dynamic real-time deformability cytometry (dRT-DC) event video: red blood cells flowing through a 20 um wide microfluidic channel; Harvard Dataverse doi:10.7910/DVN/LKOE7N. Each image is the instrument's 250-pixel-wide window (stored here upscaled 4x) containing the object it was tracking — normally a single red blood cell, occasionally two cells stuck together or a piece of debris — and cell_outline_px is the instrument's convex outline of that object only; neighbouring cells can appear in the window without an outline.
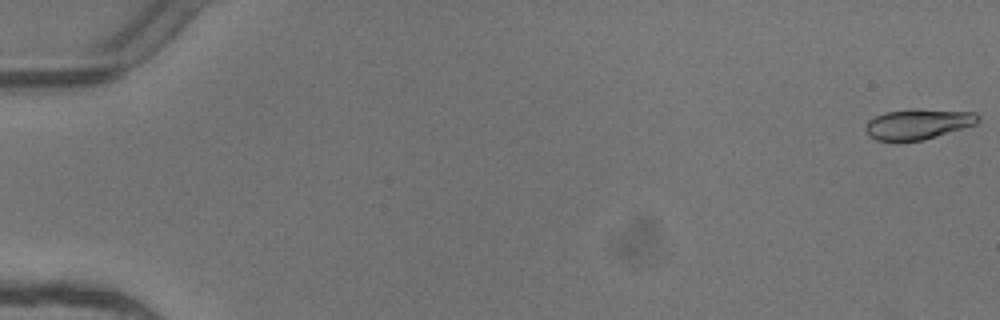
{"species": "common noctule bat (a hibernating species)", "species_latin": "Nyctalus noctula", "temperature_condition": "warm", "stored_images_in_passage": 6, "camera_frame_rate_fps": 3000, "um_per_image_px": 0.085, "animal": {"sex": "female"}, "frame": {"image": 1, "passage_image": 1, "time_ms": 0.0, "image_size_px": [1000, 320], "cell_outline_px": [[980, 120], [976, 124], [964, 128], [924, 140], [896, 144], [876, 140], [868, 136], [864, 128], [868, 120], [884, 112], [912, 108], [916, 108], [976, 112], [980, 116]], "centroid_in_image_um": [77.99, 10.57], "position_along_channel_um": 7.0, "area_um2": 20.87}}
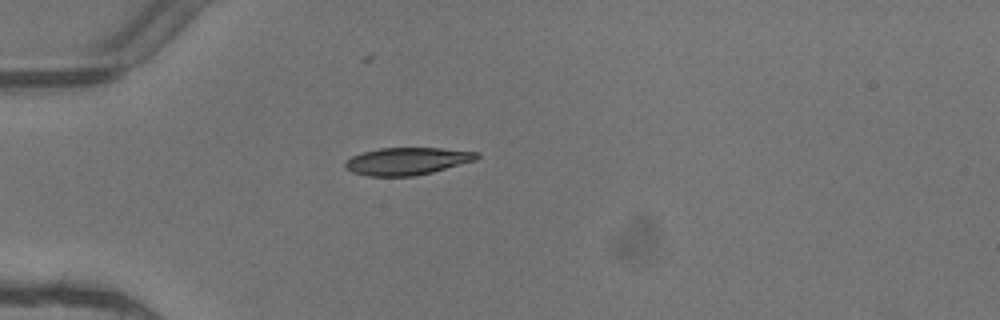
{"frame": {"image": 2, "passage_image": 5, "time_ms": 1.333, "image_size_px": [1000, 320], "cell_outline_px": [[480, 156], [476, 160], [432, 172], [416, 176], [368, 176], [352, 172], [344, 168], [344, 164], [352, 156], [364, 152], [380, 148], [440, 148], [480, 152]], "centroid_in_image_um": [34.62, 13.7], "position_along_channel_um": 50.4, "area_um2": 20.98}}